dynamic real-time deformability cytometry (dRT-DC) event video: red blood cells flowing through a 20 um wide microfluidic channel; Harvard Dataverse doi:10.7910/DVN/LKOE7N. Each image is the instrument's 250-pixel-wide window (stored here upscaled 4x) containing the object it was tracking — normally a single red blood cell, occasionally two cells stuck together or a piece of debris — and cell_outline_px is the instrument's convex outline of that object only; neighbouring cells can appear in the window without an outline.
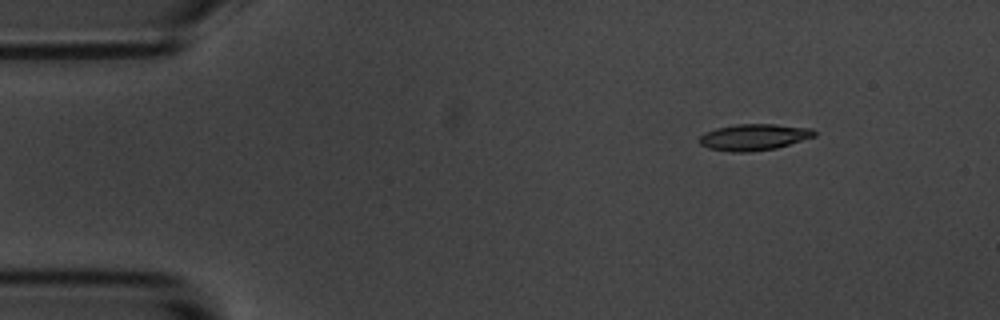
{"species": "common noctule bat (a hibernating species)", "species_latin": "Nyctalus noctula", "temperature_condition": "room temperature", "stored_images_in_passage": 10, "camera_frame_rate_fps": 3000, "um_per_image_px": 0.085, "animal": {"sex": "male", "body_mass_g": 20.1, "forearm_length_mm": 53.5}, "frame": {"image": 1, "passage_image": 1, "time_ms": 0.0, "image_size_px": [1000, 320], "cell_outline_px": [[816, 136], [776, 148], [748, 152], [732, 152], [708, 148], [700, 144], [700, 136], [704, 132], [716, 128], [736, 124], [776, 124], [812, 128], [816, 132]], "centroid_in_image_um": [64.09, 11.65], "position_along_channel_um": 20.9, "area_um2": 17.69}}
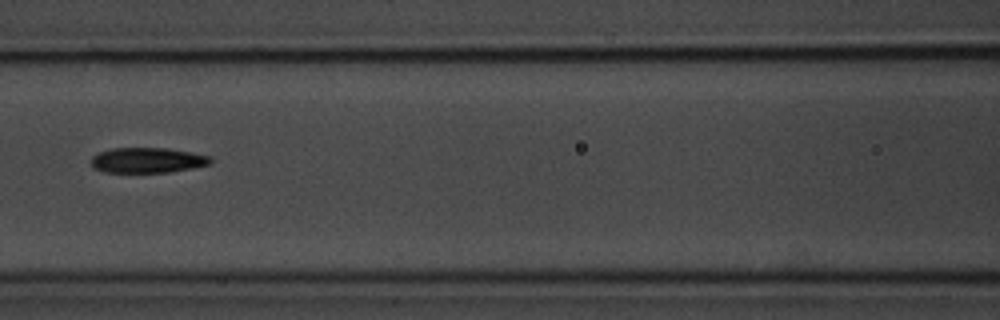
{"frame": {"image": 2, "passage_image": 6, "time_ms": 6.0, "image_size_px": [1000, 320], "cell_outline_px": [[212, 164], [192, 168], [168, 172], [104, 172], [92, 168], [92, 156], [100, 152], [112, 148], [168, 148], [192, 152], [212, 156]], "centroid_in_image_um": [12.57, 13.61], "position_along_channel_um": 154.0, "area_um2": 17.69}}
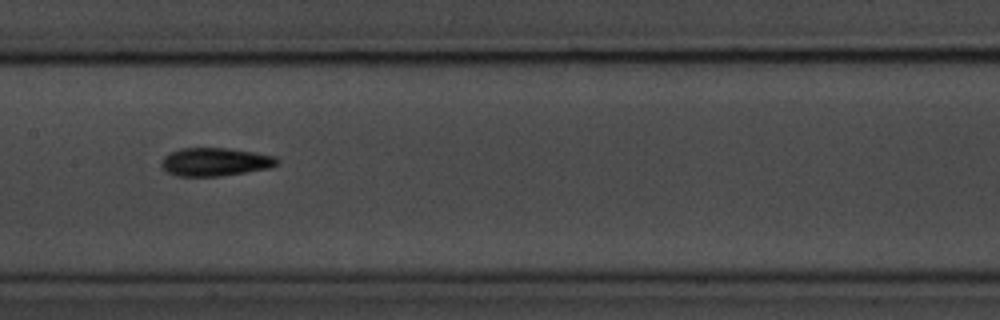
{"frame": {"image": 3, "passage_image": 7, "time_ms": 7.0, "image_size_px": [1000, 320], "cell_outline_px": [[280, 164], [272, 168], [220, 176], [176, 176], [168, 172], [160, 164], [164, 156], [180, 148], [228, 148], [276, 156], [280, 160]], "centroid_in_image_um": [18.34, 13.76], "position_along_channel_um": 189.1, "area_um2": 19.13}}